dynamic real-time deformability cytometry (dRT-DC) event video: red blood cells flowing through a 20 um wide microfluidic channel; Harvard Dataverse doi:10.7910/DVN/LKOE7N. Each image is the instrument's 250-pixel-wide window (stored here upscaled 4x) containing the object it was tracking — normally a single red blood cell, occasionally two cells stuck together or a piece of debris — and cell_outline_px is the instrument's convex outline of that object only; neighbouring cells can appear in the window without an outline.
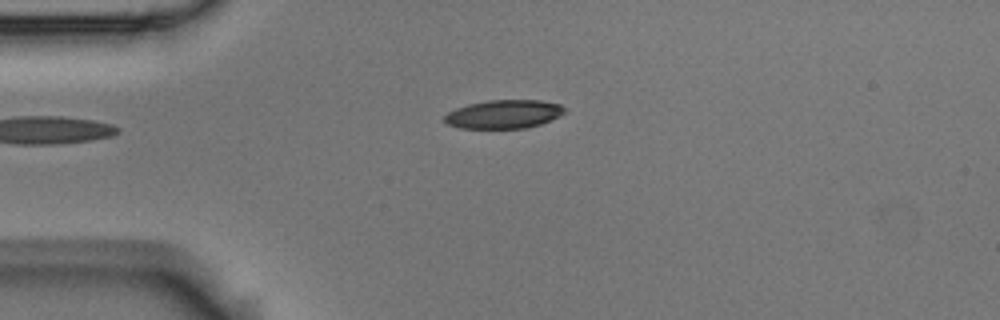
{"species": "Egyptian fruit bat (a non-hibernating species)", "species_latin": "Rousettus aegyptiacus", "temperature_condition": "room temperature", "stored_images_in_passage": 4, "camera_frame_rate_fps": 3000, "um_per_image_px": 0.085, "animal": {"sex": "male"}, "frame": {"image": 1, "passage_image": 4, "time_ms": 1.0, "image_size_px": [1000, 320], "cell_outline_px": [[564, 112], [540, 124], [524, 128], [460, 128], [448, 124], [444, 120], [444, 116], [448, 112], [456, 108], [468, 104], [488, 100], [540, 100], [560, 104], [564, 108]], "centroid_in_image_um": [42.77, 9.7], "position_along_channel_um": 42.2, "area_um2": 19.71}}